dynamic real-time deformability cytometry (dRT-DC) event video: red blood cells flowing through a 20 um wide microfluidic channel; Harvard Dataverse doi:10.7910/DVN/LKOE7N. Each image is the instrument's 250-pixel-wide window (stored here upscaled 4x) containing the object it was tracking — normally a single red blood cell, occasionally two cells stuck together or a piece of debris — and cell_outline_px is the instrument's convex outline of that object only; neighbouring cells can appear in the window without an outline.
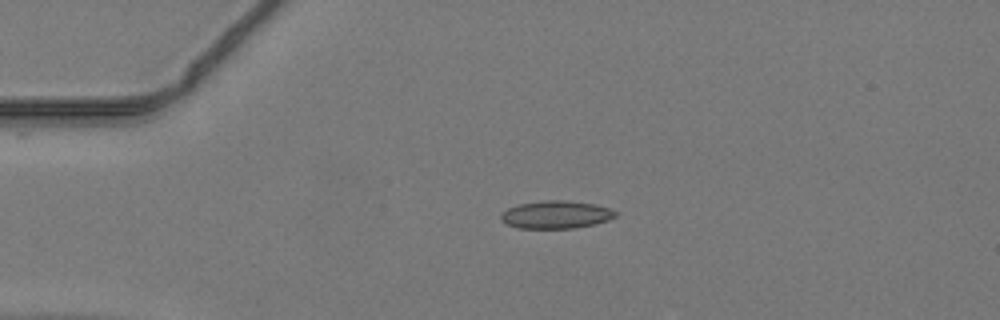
{"species": "common noctule bat (a hibernating species)", "species_latin": "Nyctalus noctula", "temperature_condition": "warm", "stored_images_in_passage": 37, "camera_frame_rate_fps": 3000, "um_per_image_px": 0.085, "animal": {"sex": "male", "body_mass_g": 19.2, "forearm_length_mm": 51.8}, "frame": {"image": 1, "passage_image": 1, "time_ms": 0.0, "image_size_px": [1000, 320], "cell_outline_px": [[616, 216], [608, 220], [596, 224], [576, 228], [516, 228], [500, 220], [500, 212], [508, 208], [520, 204], [544, 200], [564, 200], [596, 204], [608, 208], [616, 212]], "centroid_in_image_um": [47.24, 18.25], "position_along_channel_um": 37.8, "area_um2": 18.61}}
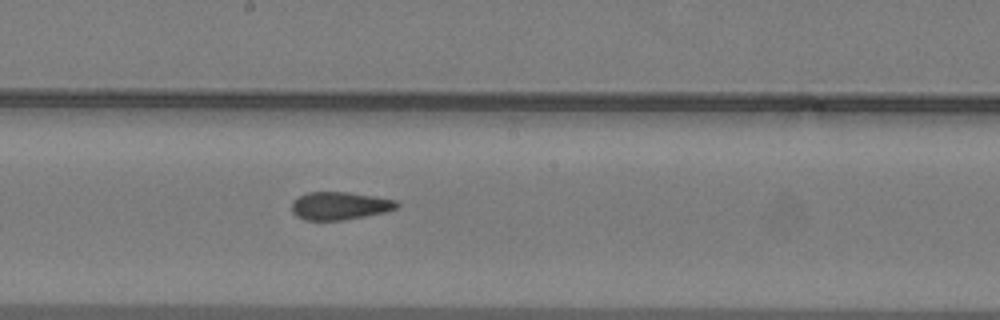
{"frame": {"image": 2, "passage_image": 16, "time_ms": 5.0, "image_size_px": [1000, 320], "cell_outline_px": [[400, 204], [396, 208], [384, 212], [364, 216], [340, 220], [304, 220], [296, 216], [292, 212], [292, 200], [308, 192], [348, 192], [396, 200]], "centroid_in_image_um": [28.84, 17.49], "position_along_channel_um": 219.4, "area_um2": 16.94}}
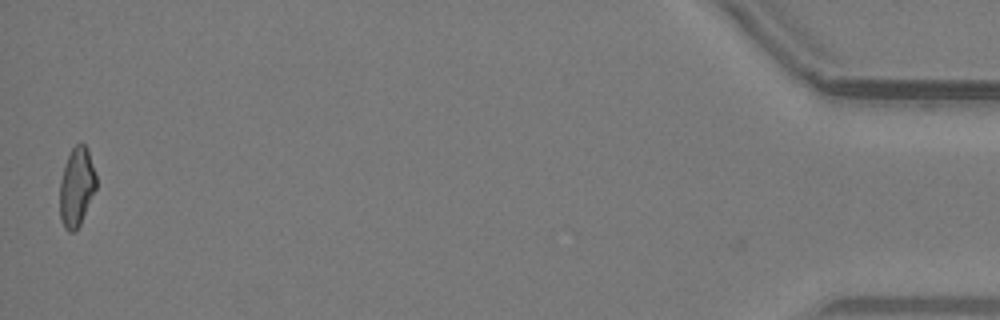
{"frame": {"image": 3, "passage_image": 37, "time_ms": 12.0, "image_size_px": [1000, 320], "cell_outline_px": [[96, 188], [80, 224], [72, 232], [68, 232], [64, 228], [60, 220], [60, 180], [64, 164], [72, 148], [76, 144], [84, 144], [88, 148], [96, 176]], "centroid_in_image_um": [6.5, 15.88], "position_along_channel_um": 428.7, "area_um2": 16.7}}